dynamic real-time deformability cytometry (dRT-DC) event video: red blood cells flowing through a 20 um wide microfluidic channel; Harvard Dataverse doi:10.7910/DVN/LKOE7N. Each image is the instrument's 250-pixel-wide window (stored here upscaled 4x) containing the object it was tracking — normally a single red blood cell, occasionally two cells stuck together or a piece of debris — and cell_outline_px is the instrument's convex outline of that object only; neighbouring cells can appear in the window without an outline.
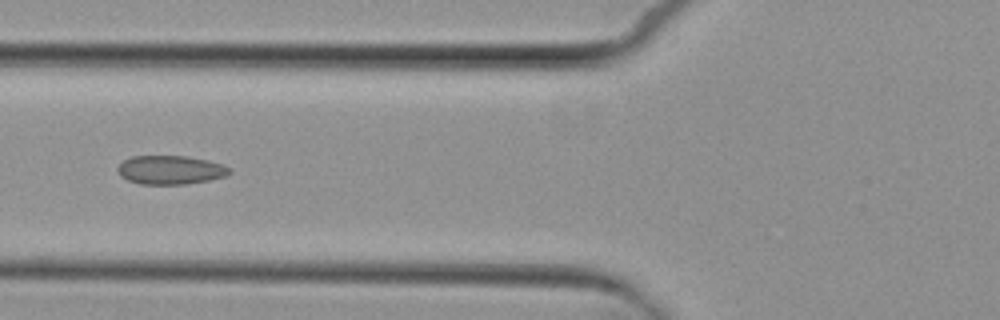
{"species": "common noctule bat (a hibernating species)", "species_latin": "Nyctalus noctula", "temperature_condition": "cold", "stored_images_in_passage": 5, "camera_frame_rate_fps": 3000, "um_per_image_px": 0.085, "animal": {"sex": "female", "body_mass_g": 29.2, "forearm_length_mm": 56.3}, "frame": {"image": 1, "passage_image": 5, "time_ms": 4.667, "image_size_px": [1000, 320], "cell_outline_px": [[232, 172], [228, 176], [188, 184], [140, 184], [128, 180], [120, 176], [116, 168], [124, 160], [132, 156], [188, 156], [208, 160], [232, 168]], "centroid_in_image_um": [14.51, 14.44], "position_along_channel_um": 111.3, "area_um2": 18.9}}